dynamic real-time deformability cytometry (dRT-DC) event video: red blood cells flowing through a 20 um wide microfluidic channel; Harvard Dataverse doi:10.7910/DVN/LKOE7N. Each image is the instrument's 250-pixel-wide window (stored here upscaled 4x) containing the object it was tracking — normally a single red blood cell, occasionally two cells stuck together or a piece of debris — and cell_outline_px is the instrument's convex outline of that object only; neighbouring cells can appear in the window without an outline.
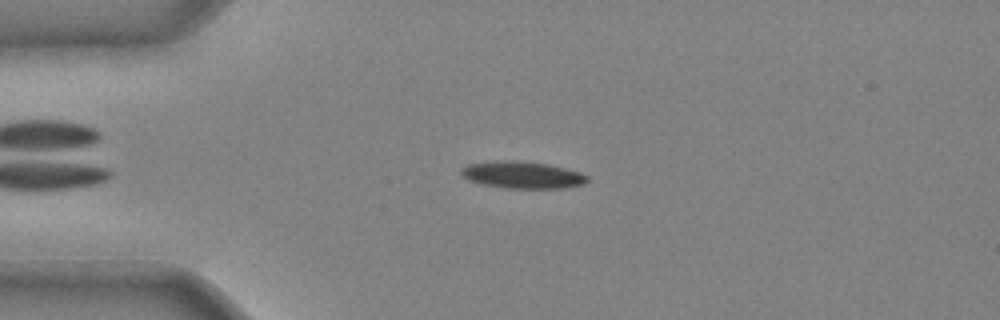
{"species": "common noctule bat (a hibernating species)", "species_latin": "Nyctalus noctula", "temperature_condition": "cold", "stored_images_in_passage": 33, "camera_frame_rate_fps": 3000, "um_per_image_px": 0.085, "animal": {"sex": "male", "body_mass_g": 20.4}, "frame": {"image": 1, "passage_image": 1, "time_ms": 0.0, "image_size_px": [1000, 320], "cell_outline_px": [[588, 180], [584, 184], [564, 188], [504, 188], [480, 184], [468, 180], [460, 172], [460, 168], [468, 164], [500, 160], [524, 160], [548, 164], [580, 172], [588, 176]], "centroid_in_image_um": [44.38, 14.86], "position_along_channel_um": 40.6, "area_um2": 20.06}}
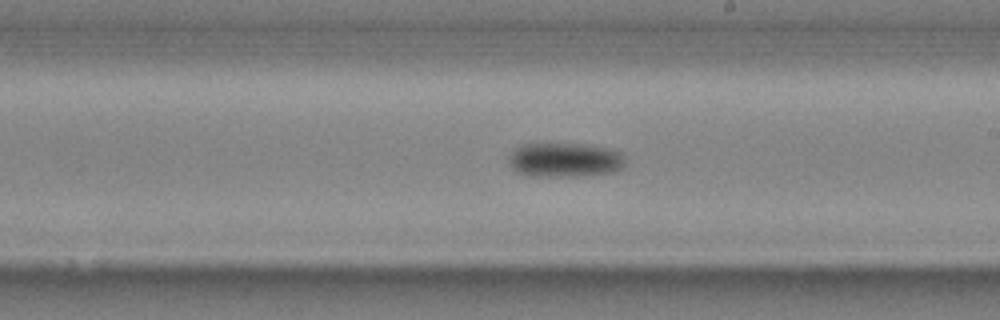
{"frame": {"image": 2, "passage_image": 16, "time_ms": 5.0, "image_size_px": [1000, 320], "cell_outline_px": [[624, 164], [620, 168], [612, 172], [580, 176], [532, 176], [516, 172], [512, 168], [508, 160], [508, 156], [520, 144], [592, 144], [616, 148], [624, 156]], "centroid_in_image_um": [48.03, 13.58], "position_along_channel_um": 241.0, "area_um2": 23.64}}
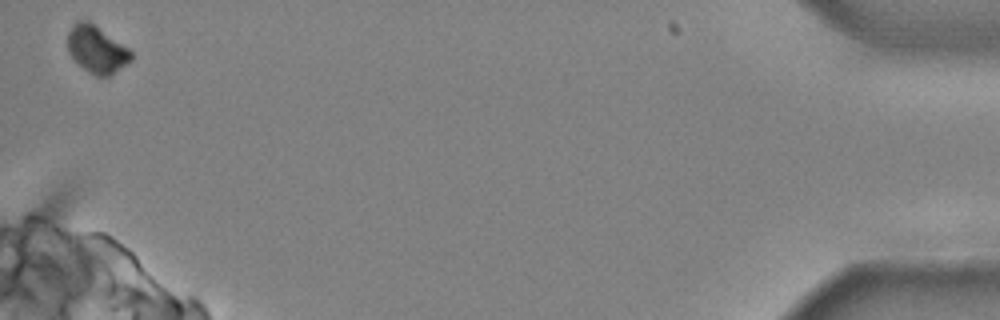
{"frame": {"image": 3, "passage_image": 33, "time_ms": 10.667, "image_size_px": [1000, 320], "cell_outline_px": [[132, 60], [108, 76], [96, 76], [88, 72], [68, 52], [68, 32], [80, 20], [88, 20], [128, 48], [132, 52]], "centroid_in_image_um": [8.23, 4.2], "position_along_channel_um": 427.0, "area_um2": 16.94}}